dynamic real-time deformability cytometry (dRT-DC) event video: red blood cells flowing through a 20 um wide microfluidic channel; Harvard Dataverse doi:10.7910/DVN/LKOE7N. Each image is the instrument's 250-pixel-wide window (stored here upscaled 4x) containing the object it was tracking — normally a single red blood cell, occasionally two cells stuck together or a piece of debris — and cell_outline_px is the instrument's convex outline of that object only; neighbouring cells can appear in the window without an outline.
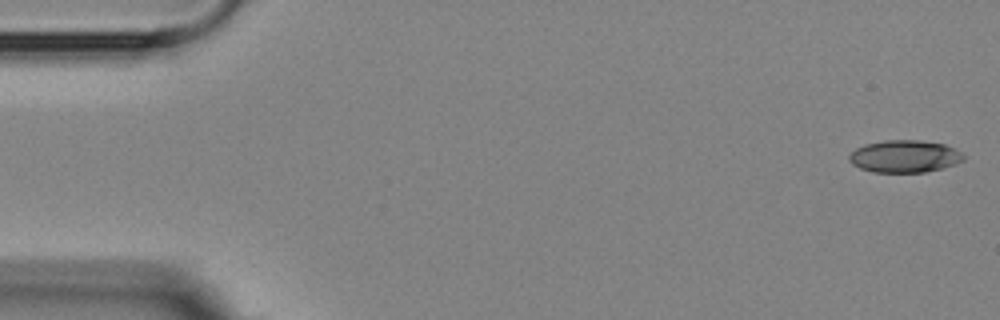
{"species": "Egyptian fruit bat (a non-hibernating species)", "species_latin": "Rousettus aegyptiacus", "temperature_condition": "room temperature", "stored_images_in_passage": 7, "camera_frame_rate_fps": 3000, "um_per_image_px": 0.085, "animal": {"sex": "female"}, "frame": {"image": 1, "passage_image": 1, "time_ms": 0.0, "image_size_px": [1000, 320], "cell_outline_px": [[964, 160], [956, 164], [944, 168], [924, 172], [872, 172], [860, 168], [852, 164], [848, 160], [848, 156], [856, 148], [864, 144], [884, 140], [920, 140], [944, 144], [960, 152], [964, 156]], "centroid_in_image_um": [76.87, 13.29], "position_along_channel_um": 8.1, "area_um2": 21.62}}
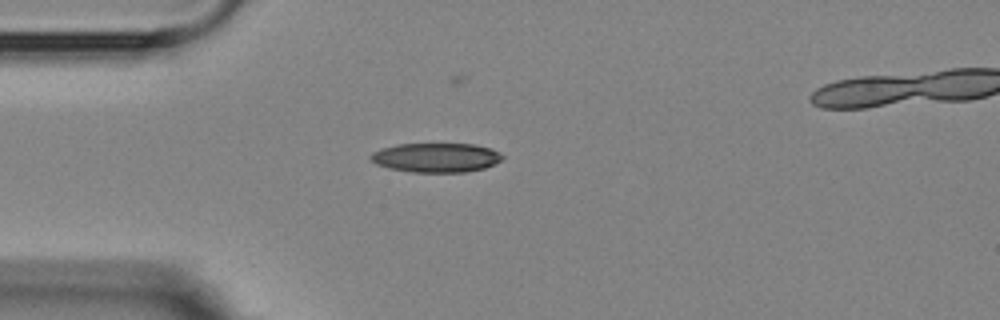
{"frame": {"image": 2, "passage_image": 5, "time_ms": 4.333, "image_size_px": [1000, 320], "cell_outline_px": [[504, 160], [496, 164], [484, 168], [464, 172], [412, 172], [388, 168], [376, 164], [368, 156], [372, 152], [380, 148], [396, 144], [476, 144], [492, 148], [500, 152], [504, 156]], "centroid_in_image_um": [37.1, 13.39], "position_along_channel_um": 47.9, "area_um2": 22.83}}